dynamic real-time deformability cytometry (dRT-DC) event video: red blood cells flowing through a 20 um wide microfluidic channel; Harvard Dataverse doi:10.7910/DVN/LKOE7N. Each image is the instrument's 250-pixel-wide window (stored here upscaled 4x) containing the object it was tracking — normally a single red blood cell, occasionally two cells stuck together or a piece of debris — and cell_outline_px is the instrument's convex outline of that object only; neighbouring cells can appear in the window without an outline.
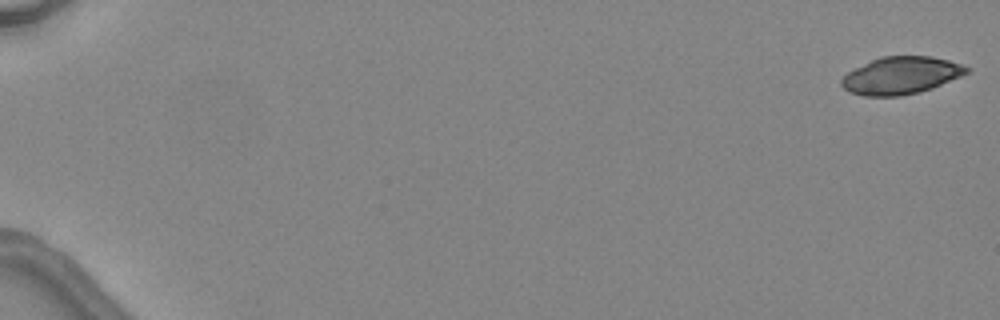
{"species": "common noctule bat (a hibernating species)", "species_latin": "Nyctalus noctula", "temperature_condition": "warm", "stored_images_in_passage": 6, "camera_frame_rate_fps": 3000, "um_per_image_px": 0.085, "animal": {"sex": "female", "body_mass_g": 24.6, "forearm_length_mm": 56.2}, "frame": {"image": 1, "passage_image": 1, "time_ms": 0.0, "image_size_px": [1000, 320], "cell_outline_px": [[972, 68], [968, 72], [960, 76], [932, 88], [900, 96], [864, 96], [852, 92], [844, 88], [840, 84], [840, 80], [848, 72], [880, 56], [932, 56], [948, 60]], "centroid_in_image_um": [76.59, 6.41], "position_along_channel_um": 8.4, "area_um2": 26.93}}
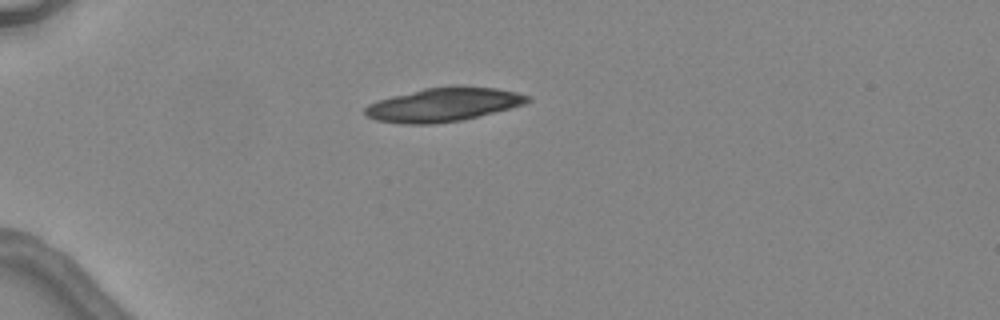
{"frame": {"image": 2, "passage_image": 5, "time_ms": 4.667, "image_size_px": [1000, 320], "cell_outline_px": [[532, 100], [524, 104], [460, 120], [432, 124], [404, 124], [376, 120], [368, 116], [364, 112], [364, 108], [368, 104], [376, 100], [424, 88], [496, 88], [516, 92], [532, 96]], "centroid_in_image_um": [37.64, 8.91], "position_along_channel_um": 47.4, "area_um2": 31.04}}